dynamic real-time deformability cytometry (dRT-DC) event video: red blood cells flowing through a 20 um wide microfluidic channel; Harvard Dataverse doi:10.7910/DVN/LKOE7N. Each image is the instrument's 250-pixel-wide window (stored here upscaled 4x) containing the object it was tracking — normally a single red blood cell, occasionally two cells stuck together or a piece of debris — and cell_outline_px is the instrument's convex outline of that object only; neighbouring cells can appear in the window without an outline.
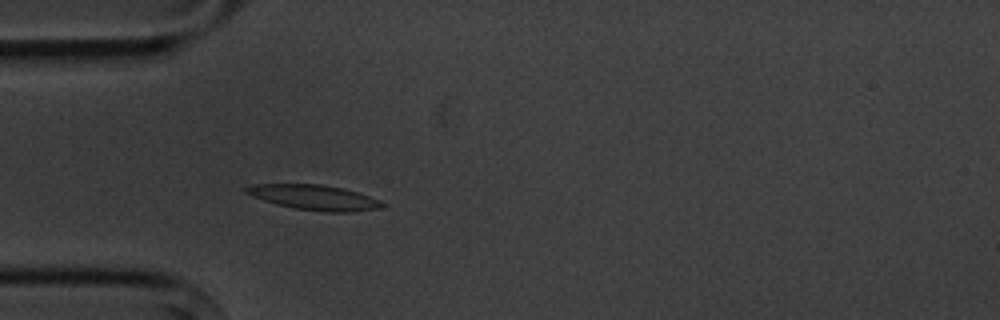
{"species": "common noctule bat (a hibernating species)", "species_latin": "Nyctalus noctula", "temperature_condition": "cold", "stored_images_in_passage": 5, "camera_frame_rate_fps": 3000, "um_per_image_px": 0.085, "animal": {"sex": "male", "body_mass_g": 20.1, "forearm_length_mm": 53.5}, "frame": {"image": 1, "passage_image": 5, "time_ms": 4.667, "image_size_px": [1000, 320], "cell_outline_px": [[384, 204], [380, 208], [348, 212], [328, 212], [296, 208], [276, 204], [252, 196], [244, 192], [244, 188], [252, 184], [320, 184], [344, 188], [368, 196]], "centroid_in_image_um": [26.65, 16.77], "position_along_channel_um": 58.4, "area_um2": 19.54}}